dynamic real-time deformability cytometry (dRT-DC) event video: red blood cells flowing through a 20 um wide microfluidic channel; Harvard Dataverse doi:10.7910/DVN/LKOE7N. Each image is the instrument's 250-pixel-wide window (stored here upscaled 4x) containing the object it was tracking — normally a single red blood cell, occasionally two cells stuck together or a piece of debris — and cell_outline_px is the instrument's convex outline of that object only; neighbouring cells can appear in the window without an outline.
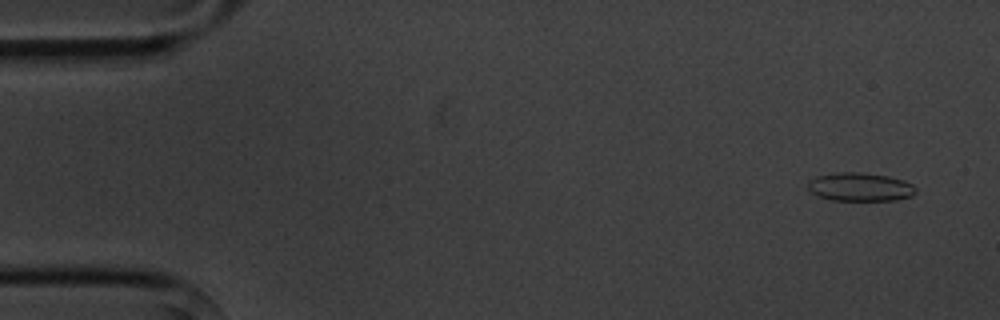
{"species": "common noctule bat (a hibernating species)", "species_latin": "Nyctalus noctula", "temperature_condition": "cold", "stored_images_in_passage": 3, "camera_frame_rate_fps": 3000, "um_per_image_px": 0.085, "animal": {"sex": "male", "body_mass_g": 20.1, "forearm_length_mm": 53.5}, "frame": {"image": 1, "passage_image": 1, "time_ms": 0.0, "image_size_px": [1000, 320], "cell_outline_px": [[916, 192], [912, 196], [896, 200], [832, 200], [820, 196], [812, 192], [808, 188], [808, 180], [816, 176], [840, 172], [860, 172], [888, 176], [904, 180], [912, 184], [916, 188]], "centroid_in_image_um": [73.13, 15.88], "position_along_channel_um": 11.9, "area_um2": 17.86}}